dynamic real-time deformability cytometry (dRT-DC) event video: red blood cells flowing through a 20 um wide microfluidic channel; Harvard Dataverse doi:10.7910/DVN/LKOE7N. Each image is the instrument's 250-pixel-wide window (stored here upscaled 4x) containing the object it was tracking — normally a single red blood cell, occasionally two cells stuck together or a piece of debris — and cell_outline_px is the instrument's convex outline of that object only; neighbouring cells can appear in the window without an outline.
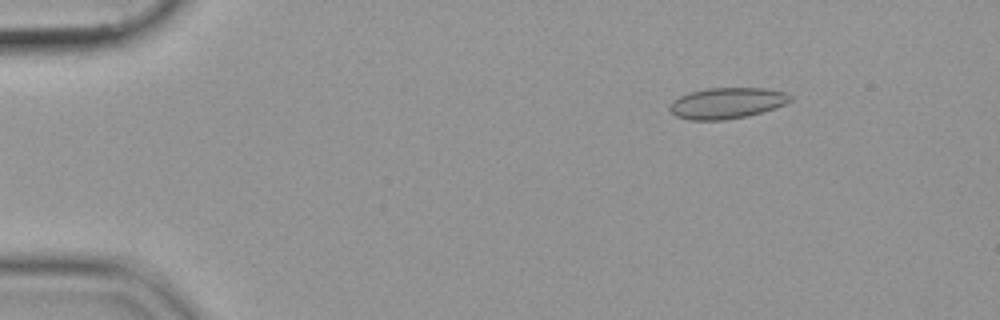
{"species": "common noctule bat (a hibernating species)", "species_latin": "Nyctalus noctula", "temperature_condition": "cold", "stored_images_in_passage": 17, "camera_frame_rate_fps": 3000, "um_per_image_px": 0.085, "animal": {"sex": "female", "body_mass_g": 19.9}, "frame": {"image": 1, "passage_image": 8, "time_ms": 2.333, "image_size_px": [1000, 320], "cell_outline_px": [[792, 100], [776, 108], [748, 116], [724, 120], [688, 120], [676, 116], [668, 108], [672, 100], [688, 92], [708, 88], [764, 88], [784, 92], [792, 96]], "centroid_in_image_um": [61.77, 8.77], "position_along_channel_um": 23.2, "area_um2": 21.91}}